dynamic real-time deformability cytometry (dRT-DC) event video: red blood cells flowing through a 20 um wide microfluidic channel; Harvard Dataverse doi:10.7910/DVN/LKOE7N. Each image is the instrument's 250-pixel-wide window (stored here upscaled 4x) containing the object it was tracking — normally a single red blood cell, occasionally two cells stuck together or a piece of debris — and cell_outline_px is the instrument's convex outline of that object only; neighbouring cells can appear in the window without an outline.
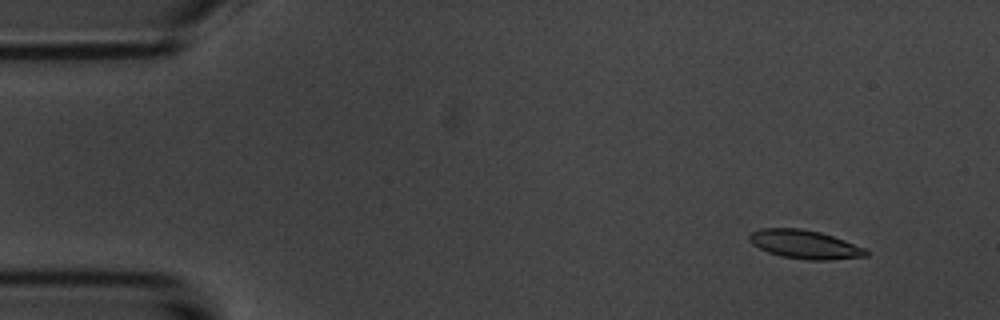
{"species": "common noctule bat (a hibernating species)", "species_latin": "Nyctalus noctula", "temperature_condition": "room temperature", "stored_images_in_passage": 56, "camera_frame_rate_fps": 3000, "um_per_image_px": 0.085, "animal": {"sex": "male", "body_mass_g": 20.1, "forearm_length_mm": 53.5}, "frame": {"image": 1, "passage_image": 5, "time_ms": 1.333, "image_size_px": [1000, 320], "cell_outline_px": [[868, 256], [828, 260], [808, 260], [780, 256], [768, 252], [752, 244], [748, 240], [748, 236], [752, 232], [760, 228], [800, 228], [820, 232], [844, 240], [864, 248], [868, 252]], "centroid_in_image_um": [68.37, 20.77], "position_along_channel_um": 16.6, "area_um2": 19.42}}
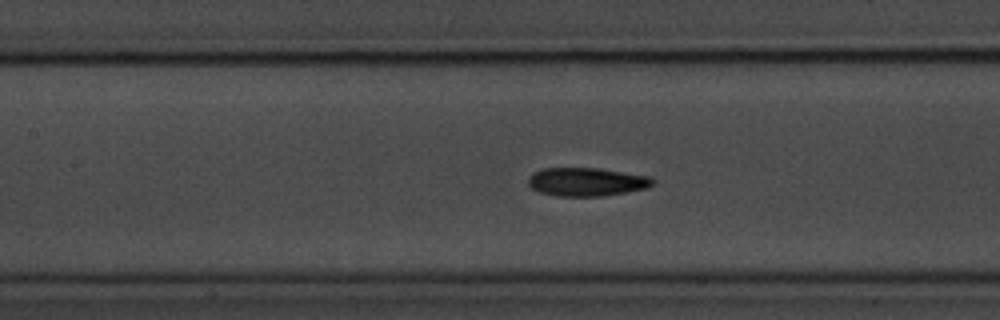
{"frame": {"image": 2, "passage_image": 25, "time_ms": 8.0, "image_size_px": [1000, 320], "cell_outline_px": [[656, 180], [648, 188], [628, 192], [600, 196], [556, 196], [540, 192], [532, 188], [528, 184], [528, 176], [532, 172], [544, 168], [600, 168], [652, 176]], "centroid_in_image_um": [49.89, 15.45], "position_along_channel_um": 157.5, "area_um2": 20.92}}
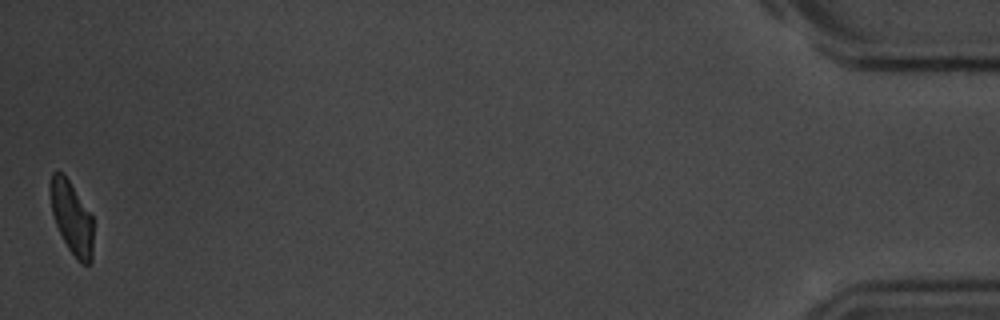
{"frame": {"image": 3, "passage_image": 56, "time_ms": 18.333, "image_size_px": [1000, 320], "cell_outline_px": [[92, 260], [88, 264], [84, 264], [76, 260], [68, 248], [56, 224], [52, 212], [48, 188], [52, 172], [64, 172], [92, 212]], "centroid_in_image_um": [6.09, 18.44], "position_along_channel_um": 429.1, "area_um2": 18.61}, "authors_computed_cell_mechanics": {"area_um2": 19.9699, "velocity_mm_per_s": 3.5467, "shape_relaxation_time_tau1_ms": 2.9345, "shape_relaxation_time_tau2_ms": 3.2599, "deformation_change_tau1": 0.1258, "deformation_change_tau2": 0.1156}}